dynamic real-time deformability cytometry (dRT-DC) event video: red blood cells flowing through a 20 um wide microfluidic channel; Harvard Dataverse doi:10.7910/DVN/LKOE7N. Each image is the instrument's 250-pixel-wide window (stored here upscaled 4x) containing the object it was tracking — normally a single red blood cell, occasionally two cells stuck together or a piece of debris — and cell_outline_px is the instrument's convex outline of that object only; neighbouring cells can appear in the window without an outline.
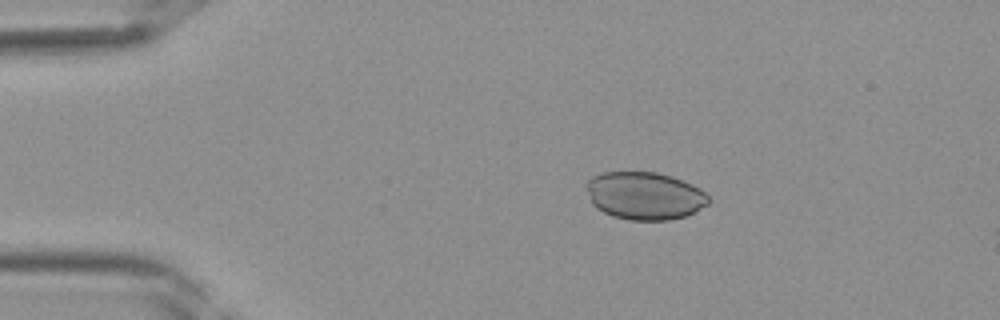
{"species": "Egyptian fruit bat (a non-hibernating species)", "species_latin": "Rousettus aegyptiacus", "temperature_condition": "room temperature", "stored_images_in_passage": 10, "camera_frame_rate_fps": 3000, "um_per_image_px": 0.085, "frame": {"image": 1, "passage_image": 8, "time_ms": 2.333, "image_size_px": [1000, 320], "cell_outline_px": [[712, 200], [708, 204], [684, 216], [668, 220], [628, 220], [612, 216], [596, 208], [592, 204], [584, 184], [592, 176], [604, 172], [656, 172], [672, 176], [692, 184], [700, 188]], "centroid_in_image_um": [54.77, 16.63], "position_along_channel_um": 30.2, "area_um2": 34.1}}